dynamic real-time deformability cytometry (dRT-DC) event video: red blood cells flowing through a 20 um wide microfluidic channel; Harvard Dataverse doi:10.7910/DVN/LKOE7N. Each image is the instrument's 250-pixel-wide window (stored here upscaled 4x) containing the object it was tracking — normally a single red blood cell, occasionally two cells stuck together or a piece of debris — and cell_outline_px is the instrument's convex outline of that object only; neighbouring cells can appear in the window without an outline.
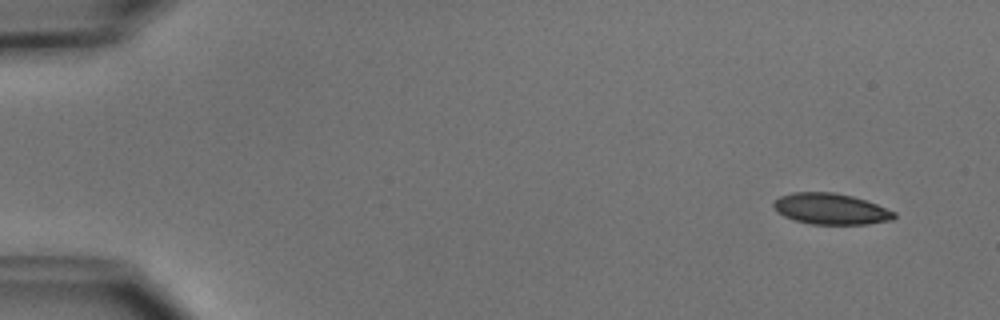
{"species": "common noctule bat (a hibernating species)", "species_latin": "Nyctalus noctula", "temperature_condition": "cold", "stored_images_in_passage": 6, "camera_frame_rate_fps": 3000, "um_per_image_px": 0.085, "animal": {"sex": "male", "body_mass_g": 15.6}, "frame": {"image": 1, "passage_image": 1, "time_ms": 0.0, "image_size_px": [1000, 320], "cell_outline_px": [[896, 216], [892, 220], [868, 224], [812, 224], [796, 220], [784, 216], [776, 212], [772, 204], [780, 196], [792, 192], [836, 192], [852, 196], [876, 204], [896, 212]], "centroid_in_image_um": [70.61, 17.75], "position_along_channel_um": 14.4, "area_um2": 21.79}}
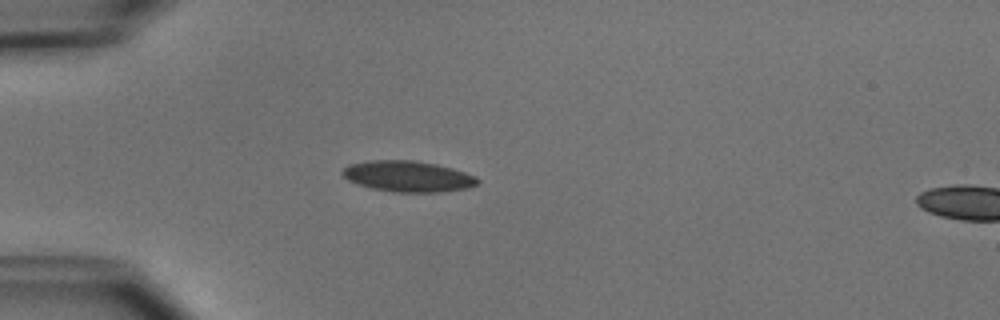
{"frame": {"image": 2, "passage_image": 4, "time_ms": 3.667, "image_size_px": [1000, 320], "cell_outline_px": [[480, 180], [476, 184], [468, 188], [440, 192], [392, 192], [372, 188], [348, 180], [340, 172], [348, 164], [368, 160], [416, 160], [436, 164], [452, 168], [476, 176]], "centroid_in_image_um": [34.67, 14.98], "position_along_channel_um": 50.3, "area_um2": 24.39}}